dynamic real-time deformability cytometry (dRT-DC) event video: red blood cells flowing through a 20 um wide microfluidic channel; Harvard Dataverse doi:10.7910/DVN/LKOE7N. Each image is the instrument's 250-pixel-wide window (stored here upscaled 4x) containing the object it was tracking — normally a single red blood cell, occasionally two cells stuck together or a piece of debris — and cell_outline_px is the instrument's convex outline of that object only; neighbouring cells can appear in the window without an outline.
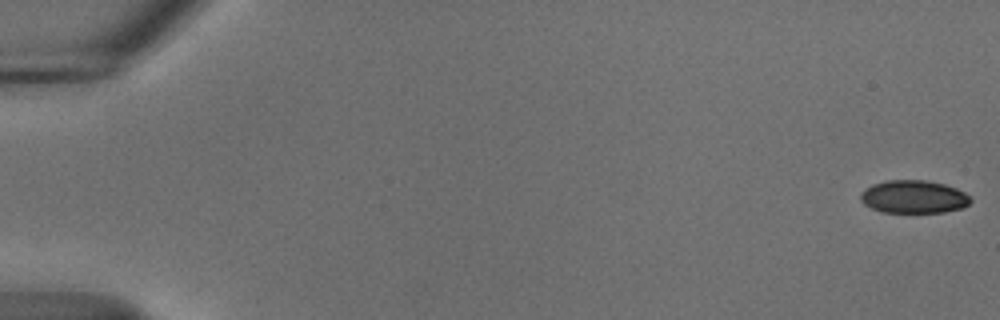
{"species": "common noctule bat (a hibernating species)", "species_latin": "Nyctalus noctula", "temperature_condition": "cold", "stored_images_in_passage": 14, "camera_frame_rate_fps": 3000, "um_per_image_px": 0.085, "animal": {"sex": "male", "body_mass_g": 18.8}, "frame": {"image": 1, "passage_image": 1, "time_ms": 0.0, "image_size_px": [1000, 320], "cell_outline_px": [[972, 200], [964, 208], [944, 212], [880, 212], [864, 204], [860, 200], [860, 192], [872, 184], [888, 180], [924, 180], [944, 184], [956, 188], [964, 192]], "centroid_in_image_um": [77.65, 16.73], "position_along_channel_um": 7.4, "area_um2": 21.15}}